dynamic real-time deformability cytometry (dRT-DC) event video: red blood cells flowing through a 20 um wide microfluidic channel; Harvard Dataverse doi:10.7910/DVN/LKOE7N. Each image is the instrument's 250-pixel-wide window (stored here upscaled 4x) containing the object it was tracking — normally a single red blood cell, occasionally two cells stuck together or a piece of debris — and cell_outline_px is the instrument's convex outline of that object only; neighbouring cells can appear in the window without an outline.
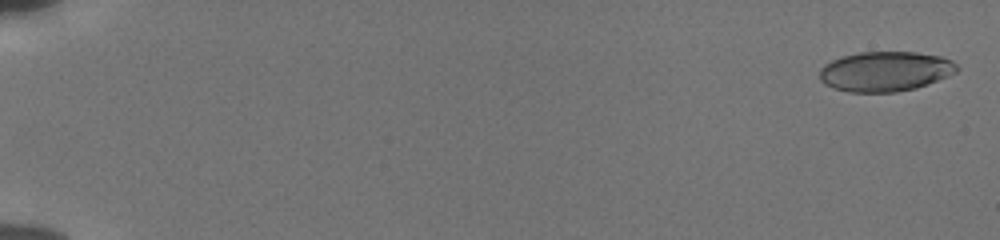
{"species": "human", "species_latin": "Homo sapiens", "temperature_condition": "cold", "stored_images_in_passage": 56, "camera_frame_rate_fps": 3000, "um_per_image_px": 0.085, "donor": {"sex": "male"}, "frame": {"image": 1, "passage_image": 2, "time_ms": 0.333, "image_size_px": [1000, 240], "cell_outline_px": [[960, 68], [956, 72], [948, 76], [928, 84], [916, 88], [896, 92], [848, 92], [832, 88], [824, 84], [820, 80], [820, 68], [824, 64], [840, 56], [860, 52], [916, 52], [940, 56], [952, 60]], "centroid_in_image_um": [75.23, 6.07], "position_along_channel_um": 9.8, "area_um2": 32.19}}
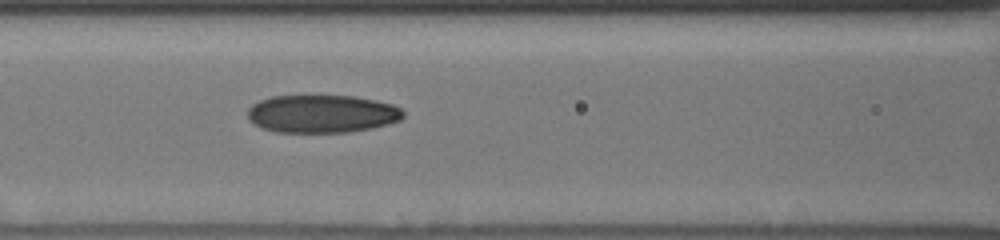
{"frame": {"image": 2, "passage_image": 27, "time_ms": 8.667, "image_size_px": [1000, 240], "cell_outline_px": [[404, 116], [400, 120], [388, 124], [372, 128], [348, 132], [276, 132], [260, 128], [248, 120], [248, 108], [252, 104], [260, 100], [272, 96], [352, 96], [376, 100], [392, 104], [400, 108], [404, 112]], "centroid_in_image_um": [27.35, 9.68], "position_along_channel_um": 139.3, "area_um2": 34.51}}
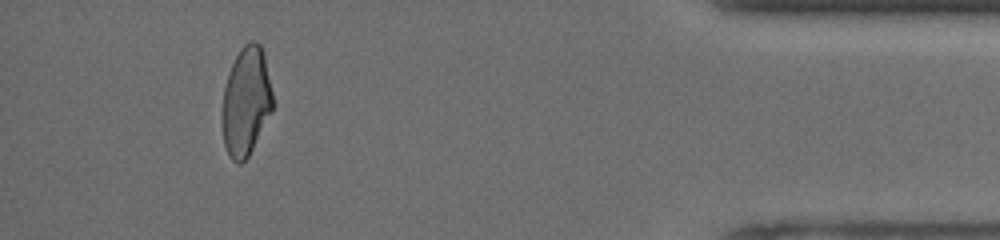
{"frame": {"image": 3, "passage_image": 52, "time_ms": 17.0, "image_size_px": [1000, 240], "cell_outline_px": [[276, 104], [272, 112], [248, 156], [240, 164], [232, 160], [224, 144], [224, 88], [228, 72], [240, 48], [244, 44], [252, 40], [256, 40], [260, 44], [264, 56]], "centroid_in_image_um": [20.97, 8.58], "position_along_channel_um": 414.2, "area_um2": 31.73}, "authors_computed_cell_mechanics": {"area_um2": 33.4662, "velocity_mm_per_s": 3.8599, "shape_relaxation_time_tau1_ms": null, "shape_relaxation_time_tau2_ms": 2.2689, "deformation_change_tau1": null, "deformation_change_tau2": 0.0904}}